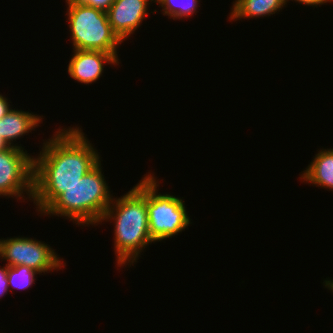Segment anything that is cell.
<instances>
[{
    "mask_svg": "<svg viewBox=\"0 0 333 333\" xmlns=\"http://www.w3.org/2000/svg\"><path fill=\"white\" fill-rule=\"evenodd\" d=\"M57 130L34 157L32 202L40 213L101 160L81 128Z\"/></svg>",
    "mask_w": 333,
    "mask_h": 333,
    "instance_id": "cell-1",
    "label": "cell"
},
{
    "mask_svg": "<svg viewBox=\"0 0 333 333\" xmlns=\"http://www.w3.org/2000/svg\"><path fill=\"white\" fill-rule=\"evenodd\" d=\"M143 176L126 194L113 198L100 222H114L113 246L117 266L121 268L134 266L145 247L155 243L149 233L147 174Z\"/></svg>",
    "mask_w": 333,
    "mask_h": 333,
    "instance_id": "cell-2",
    "label": "cell"
},
{
    "mask_svg": "<svg viewBox=\"0 0 333 333\" xmlns=\"http://www.w3.org/2000/svg\"><path fill=\"white\" fill-rule=\"evenodd\" d=\"M101 160L77 183L66 188L40 215L66 217L75 224L98 225L106 209L112 203Z\"/></svg>",
    "mask_w": 333,
    "mask_h": 333,
    "instance_id": "cell-3",
    "label": "cell"
},
{
    "mask_svg": "<svg viewBox=\"0 0 333 333\" xmlns=\"http://www.w3.org/2000/svg\"><path fill=\"white\" fill-rule=\"evenodd\" d=\"M67 19L73 50H99L117 54L123 43L113 32L107 11L66 0ZM120 44V45H119Z\"/></svg>",
    "mask_w": 333,
    "mask_h": 333,
    "instance_id": "cell-4",
    "label": "cell"
},
{
    "mask_svg": "<svg viewBox=\"0 0 333 333\" xmlns=\"http://www.w3.org/2000/svg\"><path fill=\"white\" fill-rule=\"evenodd\" d=\"M154 173L147 174V211L150 237L154 242L170 239L192 223L183 197L161 194Z\"/></svg>",
    "mask_w": 333,
    "mask_h": 333,
    "instance_id": "cell-5",
    "label": "cell"
},
{
    "mask_svg": "<svg viewBox=\"0 0 333 333\" xmlns=\"http://www.w3.org/2000/svg\"><path fill=\"white\" fill-rule=\"evenodd\" d=\"M2 239L0 258L2 261L5 260L8 266L25 265L40 274L58 271L66 266L63 258L61 259L50 245L35 238L19 236Z\"/></svg>",
    "mask_w": 333,
    "mask_h": 333,
    "instance_id": "cell-6",
    "label": "cell"
},
{
    "mask_svg": "<svg viewBox=\"0 0 333 333\" xmlns=\"http://www.w3.org/2000/svg\"><path fill=\"white\" fill-rule=\"evenodd\" d=\"M34 156L16 147L0 151V196L33 198ZM25 192V193H24Z\"/></svg>",
    "mask_w": 333,
    "mask_h": 333,
    "instance_id": "cell-7",
    "label": "cell"
},
{
    "mask_svg": "<svg viewBox=\"0 0 333 333\" xmlns=\"http://www.w3.org/2000/svg\"><path fill=\"white\" fill-rule=\"evenodd\" d=\"M151 2L152 0H114L107 15L113 32L122 42L135 33L149 15Z\"/></svg>",
    "mask_w": 333,
    "mask_h": 333,
    "instance_id": "cell-8",
    "label": "cell"
},
{
    "mask_svg": "<svg viewBox=\"0 0 333 333\" xmlns=\"http://www.w3.org/2000/svg\"><path fill=\"white\" fill-rule=\"evenodd\" d=\"M118 57V54L99 50H73L67 72L73 80L89 85L100 79L106 63L119 65Z\"/></svg>",
    "mask_w": 333,
    "mask_h": 333,
    "instance_id": "cell-9",
    "label": "cell"
},
{
    "mask_svg": "<svg viewBox=\"0 0 333 333\" xmlns=\"http://www.w3.org/2000/svg\"><path fill=\"white\" fill-rule=\"evenodd\" d=\"M43 116L33 114V112L10 109L9 112L0 119V135L7 142L10 147L20 148L25 150L21 144L16 143V140L23 138V135H28L32 130L43 122Z\"/></svg>",
    "mask_w": 333,
    "mask_h": 333,
    "instance_id": "cell-10",
    "label": "cell"
},
{
    "mask_svg": "<svg viewBox=\"0 0 333 333\" xmlns=\"http://www.w3.org/2000/svg\"><path fill=\"white\" fill-rule=\"evenodd\" d=\"M300 176L303 182L333 191V148L320 149Z\"/></svg>",
    "mask_w": 333,
    "mask_h": 333,
    "instance_id": "cell-11",
    "label": "cell"
},
{
    "mask_svg": "<svg viewBox=\"0 0 333 333\" xmlns=\"http://www.w3.org/2000/svg\"><path fill=\"white\" fill-rule=\"evenodd\" d=\"M233 3L228 17L231 21L269 17L286 7L284 0H235Z\"/></svg>",
    "mask_w": 333,
    "mask_h": 333,
    "instance_id": "cell-12",
    "label": "cell"
},
{
    "mask_svg": "<svg viewBox=\"0 0 333 333\" xmlns=\"http://www.w3.org/2000/svg\"><path fill=\"white\" fill-rule=\"evenodd\" d=\"M200 0H160L157 4L162 7L164 16L173 20H182L197 13Z\"/></svg>",
    "mask_w": 333,
    "mask_h": 333,
    "instance_id": "cell-13",
    "label": "cell"
},
{
    "mask_svg": "<svg viewBox=\"0 0 333 333\" xmlns=\"http://www.w3.org/2000/svg\"><path fill=\"white\" fill-rule=\"evenodd\" d=\"M37 274L36 270L25 265L8 266V287L9 292L15 288L16 290H26L35 284ZM36 275V277H35Z\"/></svg>",
    "mask_w": 333,
    "mask_h": 333,
    "instance_id": "cell-14",
    "label": "cell"
},
{
    "mask_svg": "<svg viewBox=\"0 0 333 333\" xmlns=\"http://www.w3.org/2000/svg\"><path fill=\"white\" fill-rule=\"evenodd\" d=\"M72 1L80 4H86L87 6L95 7L103 11H107L114 2V0H72Z\"/></svg>",
    "mask_w": 333,
    "mask_h": 333,
    "instance_id": "cell-15",
    "label": "cell"
},
{
    "mask_svg": "<svg viewBox=\"0 0 333 333\" xmlns=\"http://www.w3.org/2000/svg\"><path fill=\"white\" fill-rule=\"evenodd\" d=\"M7 274L8 265L2 266V268H0V297L5 296L9 291Z\"/></svg>",
    "mask_w": 333,
    "mask_h": 333,
    "instance_id": "cell-16",
    "label": "cell"
},
{
    "mask_svg": "<svg viewBox=\"0 0 333 333\" xmlns=\"http://www.w3.org/2000/svg\"><path fill=\"white\" fill-rule=\"evenodd\" d=\"M284 1H285L286 5H287V2H289V0H284ZM292 1H295L299 4H303V5H306V6L316 7V8H317V6L320 7V5H322V4L333 2V0H292Z\"/></svg>",
    "mask_w": 333,
    "mask_h": 333,
    "instance_id": "cell-17",
    "label": "cell"
},
{
    "mask_svg": "<svg viewBox=\"0 0 333 333\" xmlns=\"http://www.w3.org/2000/svg\"><path fill=\"white\" fill-rule=\"evenodd\" d=\"M11 102H8V98L0 94V119L4 117L9 110L12 108L10 105Z\"/></svg>",
    "mask_w": 333,
    "mask_h": 333,
    "instance_id": "cell-18",
    "label": "cell"
},
{
    "mask_svg": "<svg viewBox=\"0 0 333 333\" xmlns=\"http://www.w3.org/2000/svg\"><path fill=\"white\" fill-rule=\"evenodd\" d=\"M10 146L7 144V142L2 138V136L0 135V151L9 149Z\"/></svg>",
    "mask_w": 333,
    "mask_h": 333,
    "instance_id": "cell-19",
    "label": "cell"
},
{
    "mask_svg": "<svg viewBox=\"0 0 333 333\" xmlns=\"http://www.w3.org/2000/svg\"><path fill=\"white\" fill-rule=\"evenodd\" d=\"M326 288H328L333 293V284H324Z\"/></svg>",
    "mask_w": 333,
    "mask_h": 333,
    "instance_id": "cell-20",
    "label": "cell"
},
{
    "mask_svg": "<svg viewBox=\"0 0 333 333\" xmlns=\"http://www.w3.org/2000/svg\"><path fill=\"white\" fill-rule=\"evenodd\" d=\"M323 284H333V280H328V278H326V280H324Z\"/></svg>",
    "mask_w": 333,
    "mask_h": 333,
    "instance_id": "cell-21",
    "label": "cell"
},
{
    "mask_svg": "<svg viewBox=\"0 0 333 333\" xmlns=\"http://www.w3.org/2000/svg\"><path fill=\"white\" fill-rule=\"evenodd\" d=\"M160 0H152V3H158Z\"/></svg>",
    "mask_w": 333,
    "mask_h": 333,
    "instance_id": "cell-22",
    "label": "cell"
}]
</instances>
